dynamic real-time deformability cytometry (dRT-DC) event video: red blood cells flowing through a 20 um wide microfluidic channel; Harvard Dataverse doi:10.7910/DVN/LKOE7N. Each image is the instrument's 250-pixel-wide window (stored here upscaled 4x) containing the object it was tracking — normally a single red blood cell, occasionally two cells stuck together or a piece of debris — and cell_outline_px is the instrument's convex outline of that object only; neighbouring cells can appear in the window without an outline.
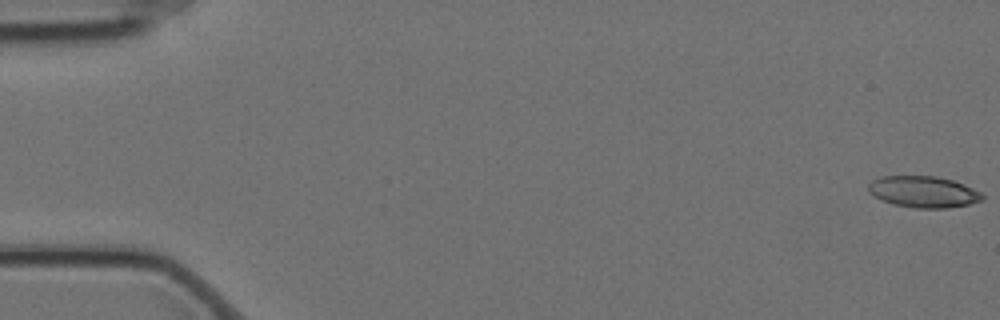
{"species": "Egyptian fruit bat (a non-hibernating species)", "species_latin": "Rousettus aegyptiacus", "temperature_condition": "cold", "stored_images_in_passage": 4, "camera_frame_rate_fps": 3000, "um_per_image_px": 0.085, "animal": {"sex": "female"}, "frame": {"image": 1, "passage_image": 1, "time_ms": 0.0, "image_size_px": [1000, 320], "cell_outline_px": [[984, 200], [968, 204], [944, 208], [916, 208], [892, 204], [868, 192], [868, 184], [872, 180], [880, 176], [936, 176], [952, 180], [972, 188], [980, 192], [984, 196]], "centroid_in_image_um": [78.48, 16.3], "position_along_channel_um": 6.5, "area_um2": 20.69}}
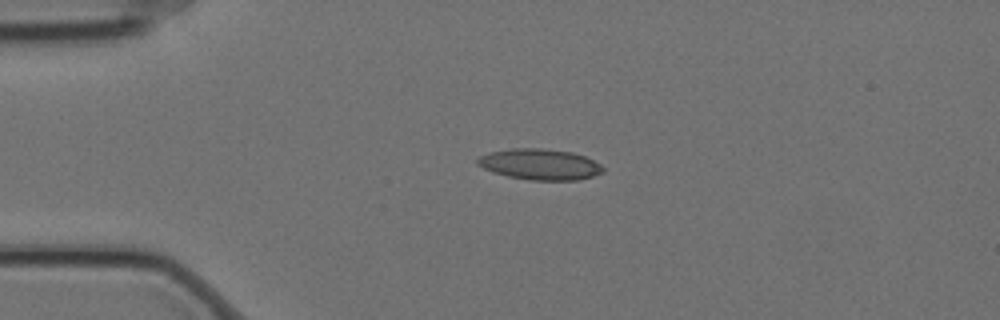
{"frame": {"image": 2, "passage_image": 4, "time_ms": 1.0, "image_size_px": [1000, 320], "cell_outline_px": [[604, 172], [580, 180], [532, 180], [508, 176], [492, 172], [476, 164], [476, 160], [480, 156], [488, 152], [508, 148], [544, 148], [572, 152], [584, 156], [600, 164], [604, 168]], "centroid_in_image_um": [45.87, 13.96], "position_along_channel_um": 39.1, "area_um2": 22.72}}